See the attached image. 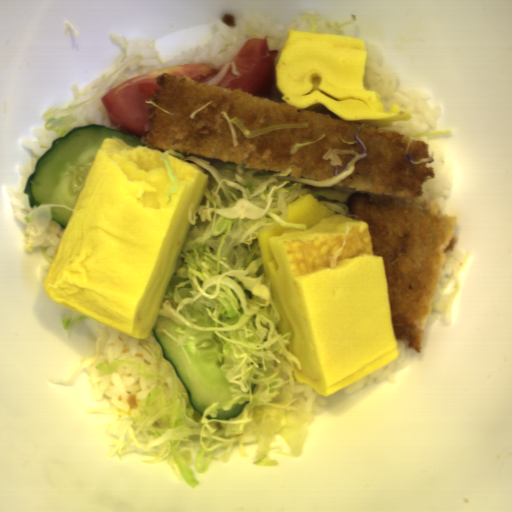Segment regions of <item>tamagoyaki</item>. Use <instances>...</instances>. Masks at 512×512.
Returning <instances> with one entry per match:
<instances>
[{
  "instance_id": "tamagoyaki-1",
  "label": "tamagoyaki",
  "mask_w": 512,
  "mask_h": 512,
  "mask_svg": "<svg viewBox=\"0 0 512 512\" xmlns=\"http://www.w3.org/2000/svg\"><path fill=\"white\" fill-rule=\"evenodd\" d=\"M166 152L105 137L43 286L52 302L140 340L158 320L210 174Z\"/></svg>"
},
{
  "instance_id": "tamagoyaki-2",
  "label": "tamagoyaki",
  "mask_w": 512,
  "mask_h": 512,
  "mask_svg": "<svg viewBox=\"0 0 512 512\" xmlns=\"http://www.w3.org/2000/svg\"><path fill=\"white\" fill-rule=\"evenodd\" d=\"M286 222L258 234L264 276L290 333L287 351L296 382L330 396L400 356L385 262L374 256L367 221L340 215L301 193L287 205Z\"/></svg>"
},
{
  "instance_id": "tamagoyaki-3",
  "label": "tamagoyaki",
  "mask_w": 512,
  "mask_h": 512,
  "mask_svg": "<svg viewBox=\"0 0 512 512\" xmlns=\"http://www.w3.org/2000/svg\"><path fill=\"white\" fill-rule=\"evenodd\" d=\"M367 54L365 39L289 28L274 65L275 88L298 111L325 108L340 120L376 128L410 120L409 109L393 103L385 111L381 95L366 90Z\"/></svg>"
}]
</instances>
